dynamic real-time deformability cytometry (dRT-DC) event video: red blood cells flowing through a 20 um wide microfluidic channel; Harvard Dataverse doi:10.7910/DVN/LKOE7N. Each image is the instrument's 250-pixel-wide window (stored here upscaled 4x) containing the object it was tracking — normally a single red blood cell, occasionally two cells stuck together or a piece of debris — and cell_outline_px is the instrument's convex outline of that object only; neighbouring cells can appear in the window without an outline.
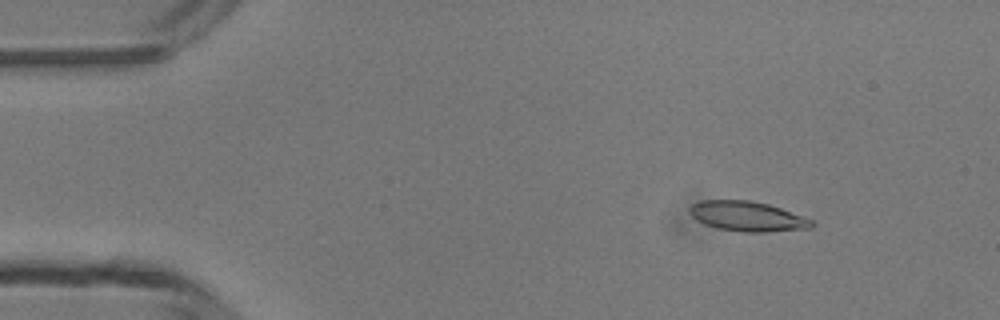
{"species": "common noctule bat (a hibernating species)", "species_latin": "Nyctalus noctula", "temperature_condition": "room temperature", "stored_images_in_passage": 3, "camera_frame_rate_fps": 3000, "um_per_image_px": 0.085, "animal": {"sex": "male", "body_mass_g": 13.3}, "frame": {"image": 1, "passage_image": 1, "time_ms": 0.0, "image_size_px": [1000, 320], "cell_outline_px": [[816, 224], [812, 228], [764, 232], [744, 232], [716, 228], [704, 224], [696, 220], [688, 212], [688, 208], [692, 204], [700, 200], [752, 200], [768, 204], [780, 208], [812, 220]], "centroid_in_image_um": [63.49, 18.39], "position_along_channel_um": 21.5, "area_um2": 21.39}}